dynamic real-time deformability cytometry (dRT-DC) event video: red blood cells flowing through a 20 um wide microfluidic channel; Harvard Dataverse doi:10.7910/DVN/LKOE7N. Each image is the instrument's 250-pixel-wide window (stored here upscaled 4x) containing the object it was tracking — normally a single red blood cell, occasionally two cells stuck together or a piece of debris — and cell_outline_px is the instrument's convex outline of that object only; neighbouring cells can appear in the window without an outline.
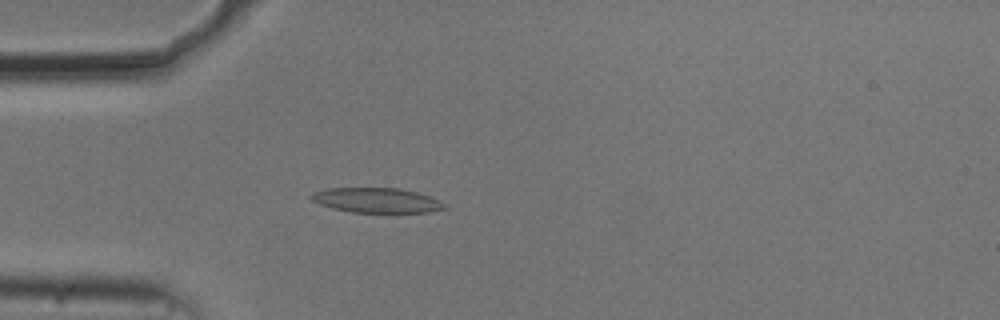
{"species": "common noctule bat (a hibernating species)", "species_latin": "Nyctalus noctula", "temperature_condition": "cold", "stored_images_in_passage": 53, "camera_frame_rate_fps": 3000, "um_per_image_px": 0.085, "animal": {"sex": "male", "body_mass_g": 20.5, "forearm_length_mm": 52.5}, "frame": {"image": 1, "passage_image": 14, "time_ms": 4.333, "image_size_px": [1000, 320], "cell_outline_px": [[448, 208], [432, 212], [352, 212], [332, 208], [320, 204], [312, 200], [308, 196], [312, 192], [328, 188], [400, 188], [432, 196], [440, 200]], "centroid_in_image_um": [32.03, 17.02], "position_along_channel_um": 53.0, "area_um2": 19.42}}
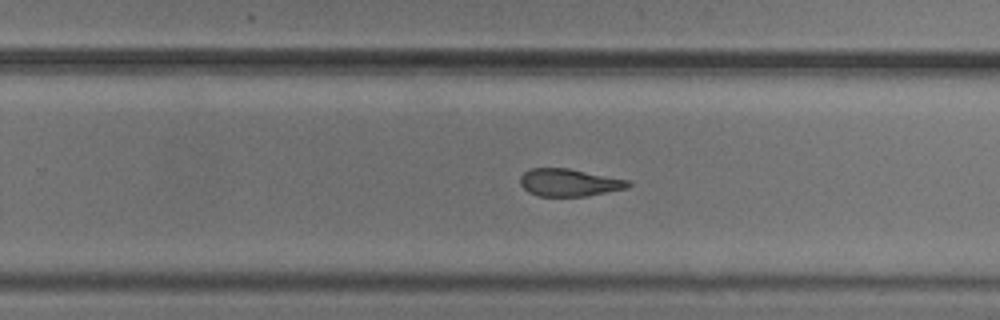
{"frame": {"image": 2, "passage_image": 33, "time_ms": 10.667, "image_size_px": [1000, 320], "cell_outline_px": [[632, 184], [628, 188], [588, 196], [540, 196], [528, 192], [520, 184], [520, 176], [528, 168], [568, 168], [632, 180]], "centroid_in_image_um": [48.42, 15.51], "position_along_channel_um": 281.4, "area_um2": 17.57}}
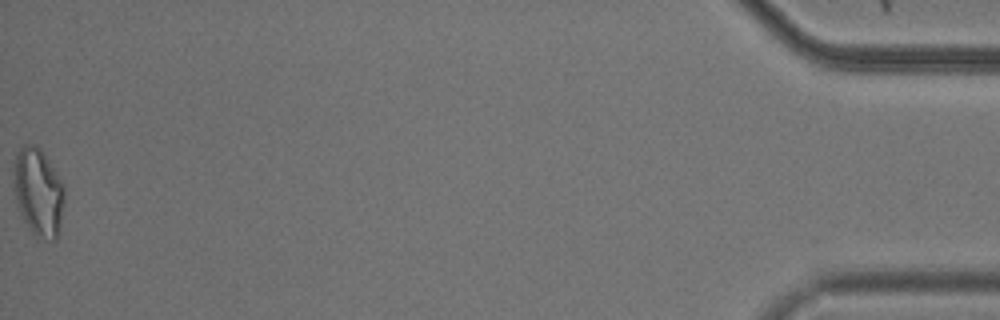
{"frame": {"image": 3, "passage_image": 53, "time_ms": 17.333, "image_size_px": [1000, 320], "cell_outline_px": [[64, 200], [60, 232], [56, 240], [52, 240], [36, 236], [28, 228], [16, 204], [12, 184], [12, 172], [16, 152], [24, 144], [32, 144], [40, 148], [64, 184]], "centroid_in_image_um": [3.24, 16.33], "position_along_channel_um": 432.0, "area_um2": 26.47}, "authors_computed_cell_mechanics": {"area_um2": 19.363, "velocity_mm_per_s": 3.729, "shape_relaxation_time_tau1_ms": 5.5718, "shape_relaxation_time_tau2_ms": 2.809, "deformation_change_tau1": 0.1451, "deformation_change_tau2": 0.1167}}